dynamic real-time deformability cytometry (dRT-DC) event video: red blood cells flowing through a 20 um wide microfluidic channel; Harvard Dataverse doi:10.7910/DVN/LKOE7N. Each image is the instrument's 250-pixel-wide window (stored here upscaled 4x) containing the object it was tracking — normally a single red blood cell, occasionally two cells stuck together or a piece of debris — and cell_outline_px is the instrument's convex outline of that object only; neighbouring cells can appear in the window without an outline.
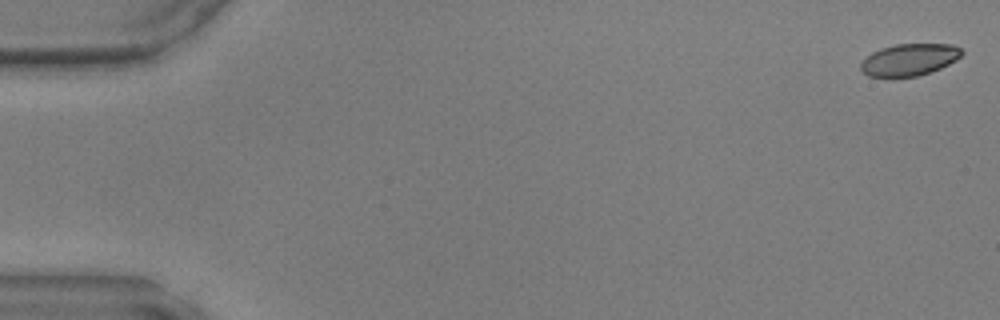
{"species": "common noctule bat (a hibernating species)", "species_latin": "Nyctalus noctula", "temperature_condition": "warm", "stored_images_in_passage": 48, "camera_frame_rate_fps": 3000, "um_per_image_px": 0.085, "animal": {"sex": "male", "body_mass_g": 17.9, "forearm_length_mm": 54.2}, "frame": {"image": 1, "passage_image": 1, "time_ms": 0.0, "image_size_px": [1000, 320], "cell_outline_px": [[964, 52], [956, 60], [940, 68], [916, 76], [868, 76], [860, 68], [860, 64], [872, 52], [880, 48], [896, 44], [952, 44], [960, 48]], "centroid_in_image_um": [77.3, 5.05], "position_along_channel_um": 7.7, "area_um2": 18.5}}
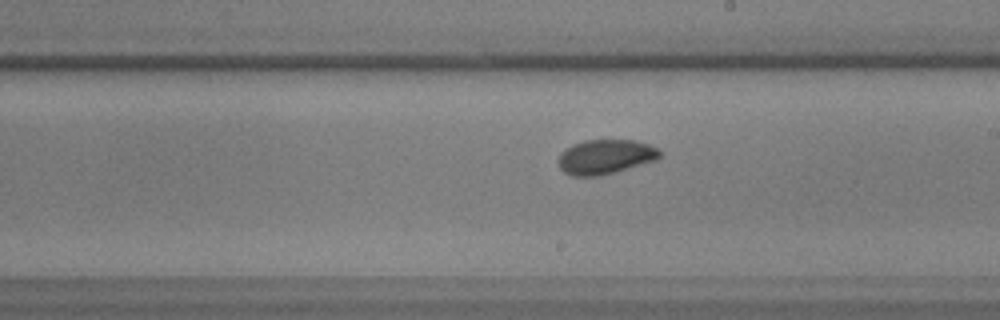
{"frame": {"image": 2, "passage_image": 28, "time_ms": 9.0, "image_size_px": [1000, 320], "cell_outline_px": [[660, 156], [656, 160], [600, 176], [572, 176], [564, 172], [560, 168], [560, 152], [584, 140], [636, 140], [648, 144], [656, 148], [660, 152]], "centroid_in_image_um": [51.47, 13.33], "position_along_channel_um": 237.5, "area_um2": 20.11}}
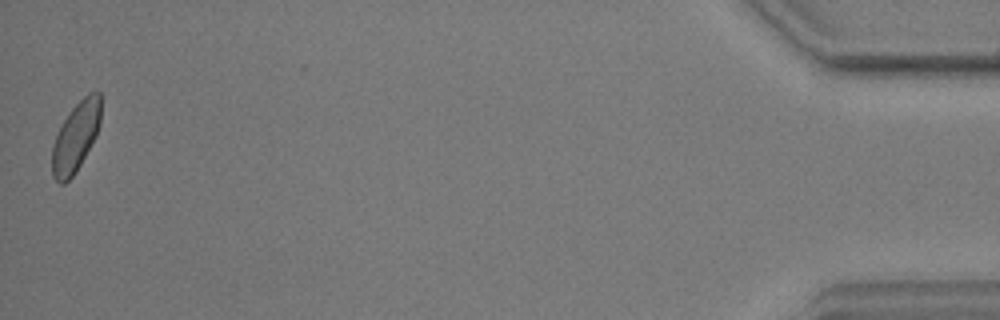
{"frame": {"image": 3, "passage_image": 48, "time_ms": 15.667, "image_size_px": [1000, 320], "cell_outline_px": [[100, 124], [96, 136], [80, 164], [72, 176], [64, 184], [60, 184], [52, 176], [52, 148], [56, 136], [64, 120], [72, 108], [88, 92], [100, 92]], "centroid_in_image_um": [6.44, 11.64], "position_along_channel_um": 428.8, "area_um2": 19.42}}